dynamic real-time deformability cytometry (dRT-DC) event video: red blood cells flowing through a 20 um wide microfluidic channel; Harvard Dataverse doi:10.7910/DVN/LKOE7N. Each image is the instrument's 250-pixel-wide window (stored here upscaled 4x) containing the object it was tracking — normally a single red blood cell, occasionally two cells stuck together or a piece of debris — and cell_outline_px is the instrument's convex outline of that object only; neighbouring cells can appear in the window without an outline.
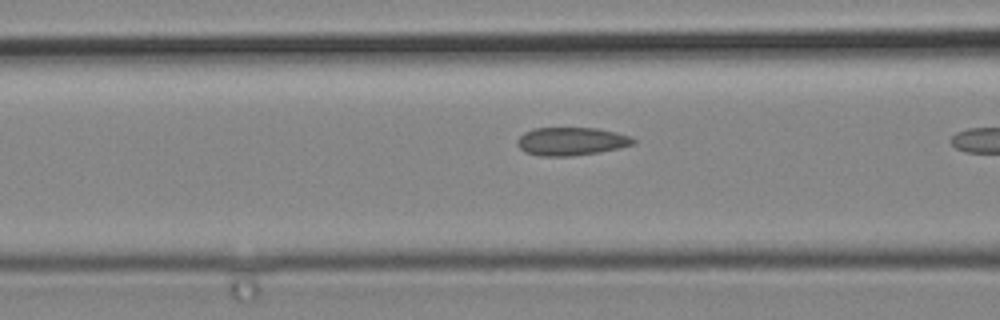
{"species": "common noctule bat (a hibernating species)", "species_latin": "Nyctalus noctula", "temperature_condition": "cold", "stored_images_in_passage": 3, "camera_frame_rate_fps": 3000, "um_per_image_px": 0.085, "animal": {"sex": "male", "body_mass_g": 19.2, "forearm_length_mm": 51.8}, "frame": {"image": 1, "passage_image": 3, "time_ms": 0.667, "image_size_px": [1000, 320], "cell_outline_px": [[636, 144], [600, 152], [572, 156], [540, 156], [524, 152], [516, 144], [516, 140], [524, 132], [536, 128], [596, 128], [616, 132], [632, 136], [636, 140]], "centroid_in_image_um": [48.57, 12.02], "position_along_channel_um": 118.0, "area_um2": 19.19}}